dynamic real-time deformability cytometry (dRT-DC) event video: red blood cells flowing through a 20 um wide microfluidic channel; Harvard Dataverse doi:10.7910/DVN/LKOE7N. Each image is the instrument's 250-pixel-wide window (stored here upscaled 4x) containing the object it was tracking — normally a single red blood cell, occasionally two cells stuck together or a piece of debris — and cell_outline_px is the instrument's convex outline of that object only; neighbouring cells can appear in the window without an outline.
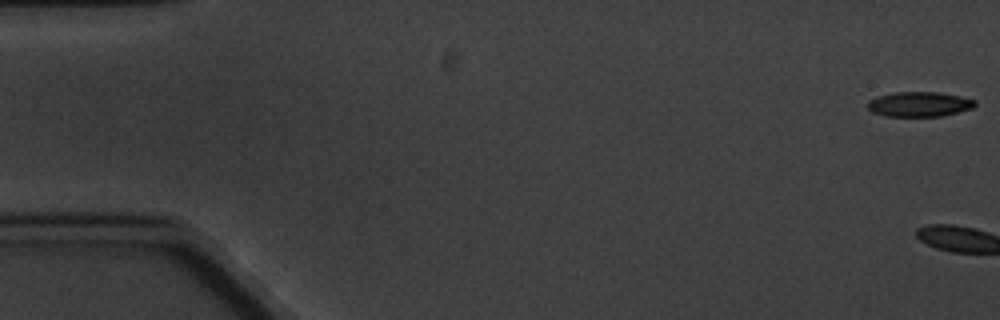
{"species": "common noctule bat (a hibernating species)", "species_latin": "Nyctalus noctula", "temperature_condition": "cold", "stored_images_in_passage": 9, "camera_frame_rate_fps": 3000, "um_per_image_px": 0.085, "animal": {"sex": "male", "body_mass_g": 20.1, "forearm_length_mm": 53.5}, "frame": {"image": 1, "passage_image": 1, "time_ms": 0.0, "image_size_px": [1000, 320], "cell_outline_px": [[976, 104], [972, 108], [940, 116], [888, 116], [872, 112], [868, 108], [868, 100], [876, 96], [892, 92], [936, 92], [960, 96], [976, 100]], "centroid_in_image_um": [78.11, 8.84], "position_along_channel_um": 6.9, "area_um2": 15.49}}
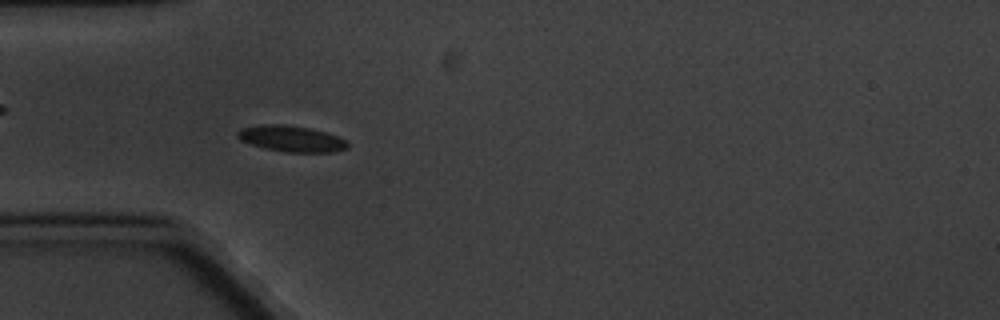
{"frame": {"image": 2, "passage_image": 7, "time_ms": 6.667, "image_size_px": [1000, 320], "cell_outline_px": [[348, 148], [332, 152], [284, 152], [264, 148], [240, 140], [236, 136], [236, 132], [240, 128], [264, 124], [280, 124], [308, 128], [324, 132], [348, 140]], "centroid_in_image_um": [24.74, 11.79], "position_along_channel_um": 60.3, "area_um2": 16.65}}